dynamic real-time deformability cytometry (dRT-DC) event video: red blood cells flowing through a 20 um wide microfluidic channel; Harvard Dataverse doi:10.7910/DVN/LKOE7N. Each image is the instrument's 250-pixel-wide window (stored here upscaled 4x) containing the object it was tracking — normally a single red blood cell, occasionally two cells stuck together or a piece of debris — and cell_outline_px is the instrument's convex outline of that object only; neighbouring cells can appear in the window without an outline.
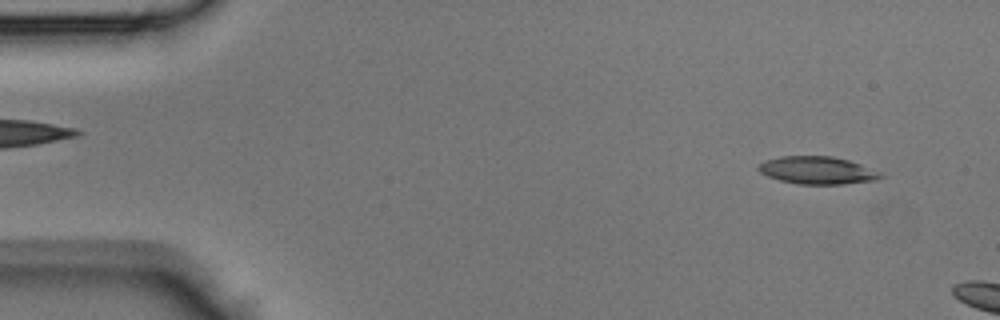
{"species": "Egyptian fruit bat (a non-hibernating species)", "species_latin": "Rousettus aegyptiacus", "temperature_condition": "room temperature", "stored_images_in_passage": 7, "camera_frame_rate_fps": 3000, "um_per_image_px": 0.085, "animal": {"sex": "male"}, "frame": {"image": 1, "passage_image": 3, "time_ms": 0.667, "image_size_px": [1000, 320], "cell_outline_px": [[888, 176], [876, 180], [844, 184], [800, 184], [780, 180], [768, 176], [760, 172], [756, 168], [764, 160], [780, 156], [832, 156], [848, 160], [860, 164], [880, 172]], "centroid_in_image_um": [69.5, 14.48], "position_along_channel_um": 15.5, "area_um2": 19.71}}